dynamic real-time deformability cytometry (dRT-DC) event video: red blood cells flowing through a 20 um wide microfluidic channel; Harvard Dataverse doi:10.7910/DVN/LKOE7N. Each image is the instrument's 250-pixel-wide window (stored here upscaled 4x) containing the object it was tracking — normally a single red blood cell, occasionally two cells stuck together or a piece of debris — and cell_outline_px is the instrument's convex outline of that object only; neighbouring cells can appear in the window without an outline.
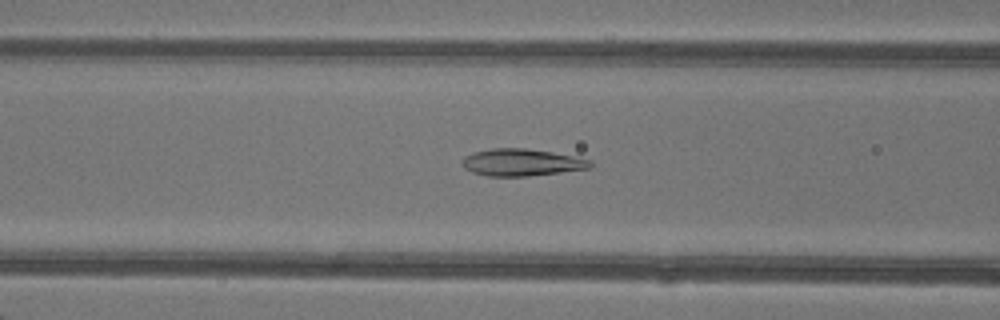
{"species": "common noctule bat (a hibernating species)", "species_latin": "Nyctalus noctula", "temperature_condition": "warm", "stored_images_in_passage": 48, "camera_frame_rate_fps": 3000, "um_per_image_px": 0.085, "animal": {"sex": "female"}, "frame": {"image": 1, "passage_image": 20, "time_ms": 6.333, "image_size_px": [1000, 320], "cell_outline_px": [[592, 168], [528, 176], [488, 176], [472, 172], [464, 168], [460, 160], [464, 156], [472, 152], [492, 148], [524, 148], [552, 152], [592, 160]], "centroid_in_image_um": [44.3, 13.8], "position_along_channel_um": 122.3, "area_um2": 20.29}}
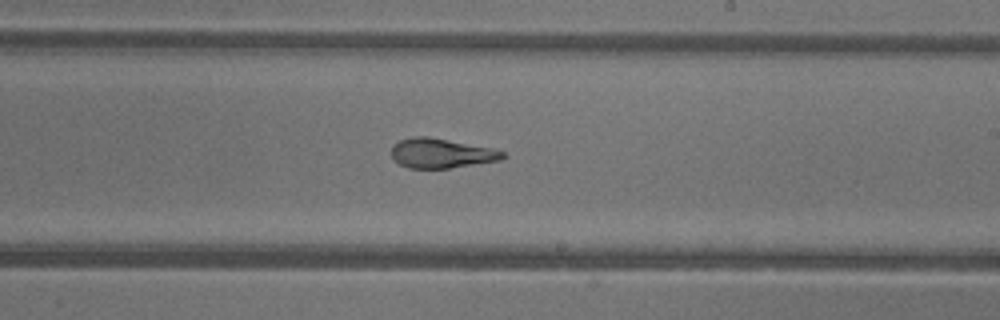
{"frame": {"image": 2, "passage_image": 29, "time_ms": 9.333, "image_size_px": [1000, 320], "cell_outline_px": [[504, 156], [500, 160], [448, 168], [408, 168], [400, 164], [392, 156], [392, 148], [400, 140], [416, 136], [428, 136], [496, 148], [504, 152]], "centroid_in_image_um": [37.54, 13.01], "position_along_channel_um": 251.5, "area_um2": 19.07}}
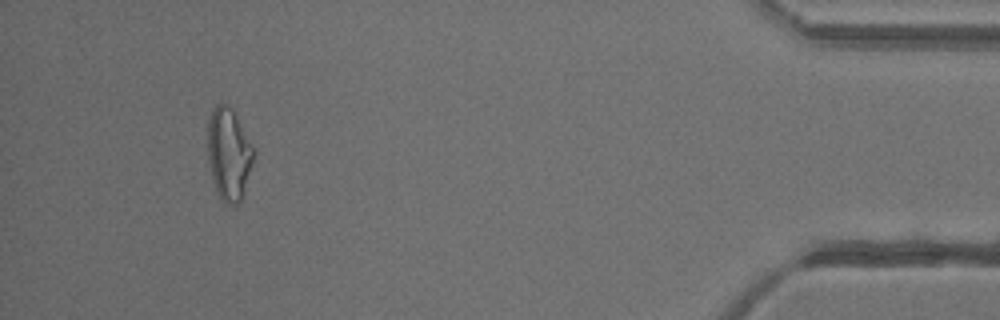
{"frame": {"image": 3, "passage_image": 45, "time_ms": 14.667, "image_size_px": [1000, 320], "cell_outline_px": [[256, 152], [244, 200], [236, 204], [224, 204], [216, 192], [212, 180], [208, 160], [208, 120], [212, 108], [216, 104], [224, 104], [232, 108], [252, 144]], "centroid_in_image_um": [19.47, 13.15], "position_along_channel_um": 415.7, "area_um2": 25.37}, "authors_computed_cell_mechanics": {"area_um2": 21.4438, "velocity_mm_per_s": 4.3055, "shape_relaxation_time_tau1_ms": 5.1709, "shape_relaxation_time_tau2_ms": 1.5842, "deformation_change_tau1": 0.192, "deformation_change_tau2": 0.0709}}